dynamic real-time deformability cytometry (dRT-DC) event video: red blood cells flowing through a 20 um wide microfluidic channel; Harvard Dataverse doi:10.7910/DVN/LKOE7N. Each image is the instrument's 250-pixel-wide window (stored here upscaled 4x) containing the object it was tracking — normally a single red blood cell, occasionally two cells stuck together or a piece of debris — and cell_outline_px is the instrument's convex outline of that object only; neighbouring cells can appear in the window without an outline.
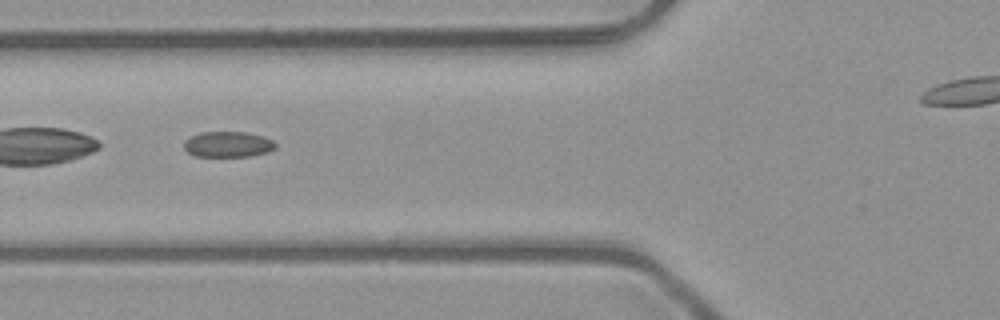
{"species": "common noctule bat (a hibernating species)", "species_latin": "Nyctalus noctula", "temperature_condition": "room temperature", "stored_images_in_passage": 3, "camera_frame_rate_fps": 3000, "um_per_image_px": 0.085, "animal": {"sex": "male", "body_mass_g": 23.1, "forearm_length_mm": 52.7}, "frame": {"image": 1, "passage_image": 2, "time_ms": 0.333, "image_size_px": [1000, 320], "cell_outline_px": [[276, 148], [268, 152], [252, 156], [196, 156], [188, 152], [184, 148], [184, 140], [200, 132], [244, 132], [260, 136], [272, 140], [276, 144]], "centroid_in_image_um": [19.37, 12.27], "position_along_channel_um": 106.4, "area_um2": 13.58}}
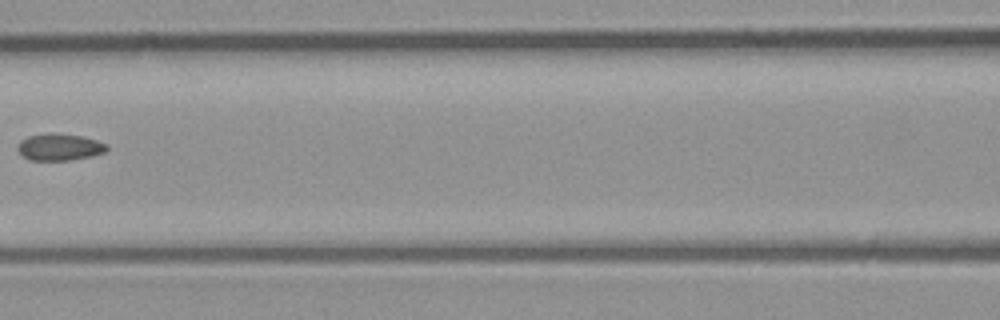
{"frame": {"image": 2, "passage_image": 3, "time_ms": 0.667, "image_size_px": [1000, 320], "cell_outline_px": [[108, 148], [104, 152], [92, 156], [68, 160], [28, 160], [16, 148], [20, 140], [28, 136], [48, 132], [80, 136], [96, 140], [108, 144]], "centroid_in_image_um": [5.04, 12.49], "position_along_channel_um": 161.6, "area_um2": 13.93}}